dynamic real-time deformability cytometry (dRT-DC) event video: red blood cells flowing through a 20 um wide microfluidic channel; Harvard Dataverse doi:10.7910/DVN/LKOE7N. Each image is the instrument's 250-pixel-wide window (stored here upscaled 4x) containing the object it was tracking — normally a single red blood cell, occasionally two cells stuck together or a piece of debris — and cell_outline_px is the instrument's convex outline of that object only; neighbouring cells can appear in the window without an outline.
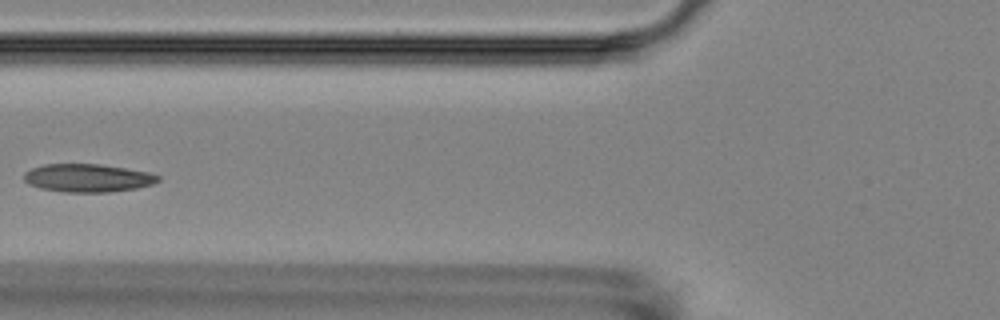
{"species": "Egyptian fruit bat (a non-hibernating species)", "species_latin": "Rousettus aegyptiacus", "temperature_condition": "room temperature", "stored_images_in_passage": 5, "camera_frame_rate_fps": 3000, "um_per_image_px": 0.085, "animal": {"sex": "female"}, "frame": {"image": 1, "passage_image": 5, "time_ms": 5.667, "image_size_px": [1000, 320], "cell_outline_px": [[160, 180], [152, 184], [136, 188], [108, 192], [64, 192], [40, 188], [28, 184], [24, 180], [24, 172], [32, 168], [44, 164], [100, 164], [148, 172], [160, 176]], "centroid_in_image_um": [7.43, 15.13], "position_along_channel_um": 118.4, "area_um2": 21.91}}